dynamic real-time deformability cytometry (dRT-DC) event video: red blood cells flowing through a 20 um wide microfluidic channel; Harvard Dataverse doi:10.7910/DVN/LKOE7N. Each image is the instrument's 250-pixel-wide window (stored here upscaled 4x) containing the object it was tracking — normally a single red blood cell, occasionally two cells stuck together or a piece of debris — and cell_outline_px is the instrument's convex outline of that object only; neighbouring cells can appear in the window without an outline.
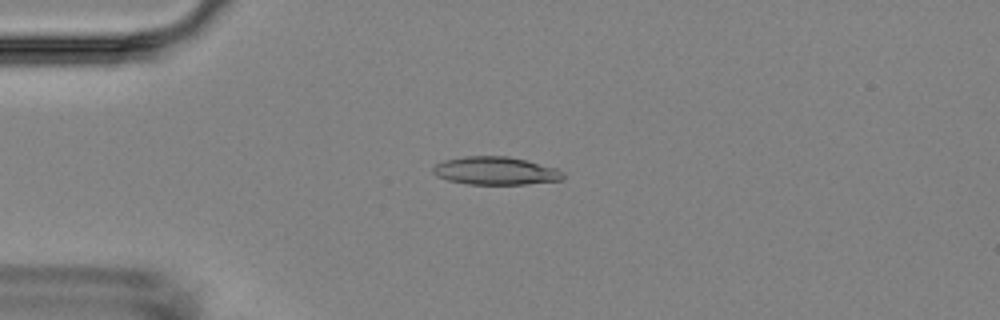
{"species": "Egyptian fruit bat (a non-hibernating species)", "species_latin": "Rousettus aegyptiacus", "temperature_condition": "room temperature", "stored_images_in_passage": 10, "camera_frame_rate_fps": 3000, "um_per_image_px": 0.085, "animal": {"sex": "female"}, "frame": {"image": 1, "passage_image": 4, "time_ms": 4.333, "image_size_px": [1000, 320], "cell_outline_px": [[564, 180], [528, 184], [468, 184], [448, 180], [436, 176], [432, 172], [432, 168], [436, 164], [444, 160], [464, 156], [508, 156], [556, 168], [564, 172]], "centroid_in_image_um": [42.12, 14.52], "position_along_channel_um": 42.9, "area_um2": 21.27}}
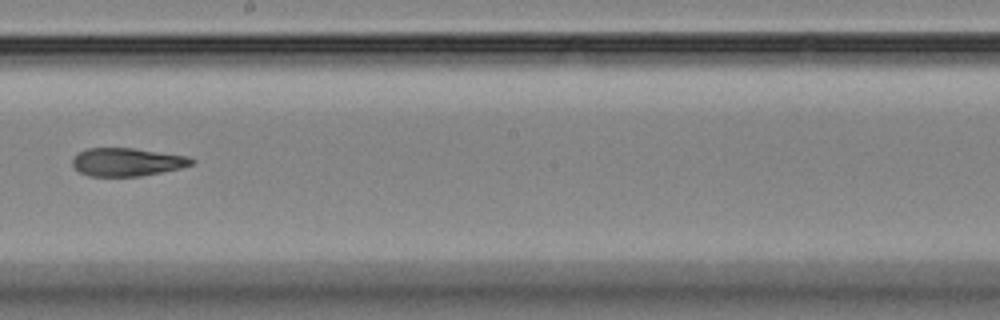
{"frame": {"image": 2, "passage_image": 9, "time_ms": 10.333, "image_size_px": [1000, 320], "cell_outline_px": [[196, 160], [192, 164], [180, 168], [140, 176], [88, 176], [80, 172], [72, 164], [72, 156], [88, 148], [132, 148], [188, 156]], "centroid_in_image_um": [10.78, 13.77], "position_along_channel_um": 237.4, "area_um2": 19.42}}
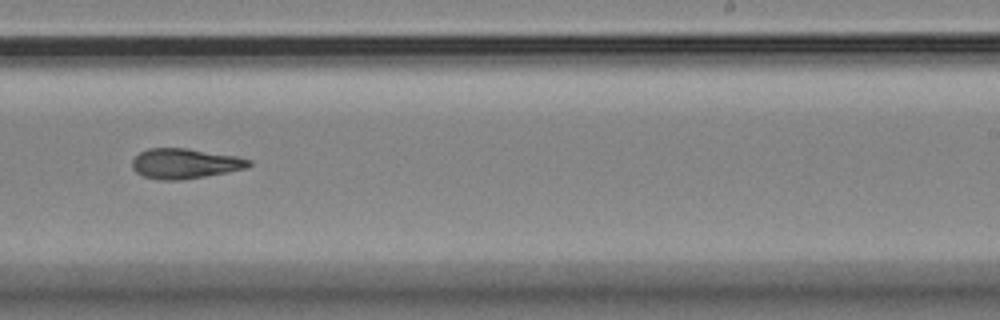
{"frame": {"image": 3, "passage_image": 10, "time_ms": 11.333, "image_size_px": [1000, 320], "cell_outline_px": [[252, 164], [248, 168], [228, 172], [180, 180], [160, 180], [144, 176], [136, 172], [132, 168], [132, 160], [140, 152], [148, 148], [188, 148], [236, 156], [252, 160]], "centroid_in_image_um": [15.73, 13.9], "position_along_channel_um": 273.3, "area_um2": 20.52}}